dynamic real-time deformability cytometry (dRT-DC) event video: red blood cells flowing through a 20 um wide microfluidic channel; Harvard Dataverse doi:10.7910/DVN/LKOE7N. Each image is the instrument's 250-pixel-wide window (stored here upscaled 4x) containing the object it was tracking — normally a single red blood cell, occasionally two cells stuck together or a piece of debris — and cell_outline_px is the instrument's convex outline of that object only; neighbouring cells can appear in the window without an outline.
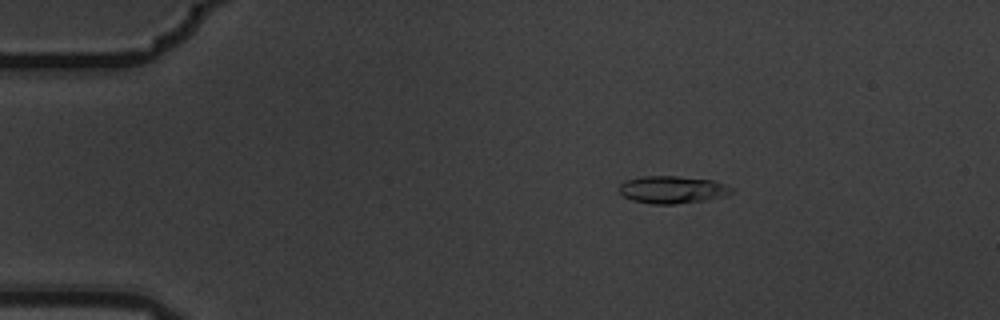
{"species": "common noctule bat (a hibernating species)", "species_latin": "Nyctalus noctula", "temperature_condition": "warm", "stored_images_in_passage": 4, "camera_frame_rate_fps": 3000, "um_per_image_px": 0.085, "animal": {"sex": "male", "body_mass_g": 19.5, "forearm_length_mm": 54.6}, "frame": {"image": 1, "passage_image": 2, "time_ms": 0.333, "image_size_px": [1000, 320], "cell_outline_px": [[732, 192], [724, 196], [704, 200], [676, 204], [652, 204], [632, 200], [624, 196], [620, 192], [620, 184], [624, 180], [644, 176], [676, 176], [712, 180], [724, 184], [732, 188]], "centroid_in_image_um": [57.12, 16.12], "position_along_channel_um": 27.9, "area_um2": 17.8}}